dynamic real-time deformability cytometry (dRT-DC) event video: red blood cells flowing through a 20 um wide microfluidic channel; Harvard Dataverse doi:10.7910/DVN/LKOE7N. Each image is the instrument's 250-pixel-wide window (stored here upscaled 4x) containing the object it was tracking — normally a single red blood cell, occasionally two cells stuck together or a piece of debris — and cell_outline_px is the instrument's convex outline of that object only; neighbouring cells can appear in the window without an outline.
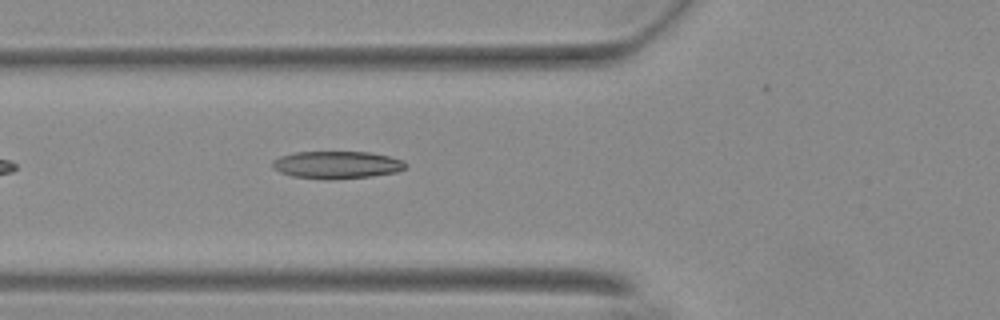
{"species": "Egyptian fruit bat (a non-hibernating species)", "species_latin": "Rousettus aegyptiacus", "temperature_condition": "warm", "stored_images_in_passage": 33, "camera_frame_rate_fps": 3000, "um_per_image_px": 0.085, "animal": {"sex": "female"}, "frame": {"image": 1, "passage_image": 3, "time_ms": 0.667, "image_size_px": [1000, 320], "cell_outline_px": [[404, 168], [396, 172], [372, 176], [328, 180], [324, 180], [292, 176], [280, 172], [272, 168], [272, 160], [280, 156], [296, 152], [368, 152], [388, 156], [404, 160]], "centroid_in_image_um": [28.58, 14.02], "position_along_channel_um": 97.2, "area_um2": 21.33}}
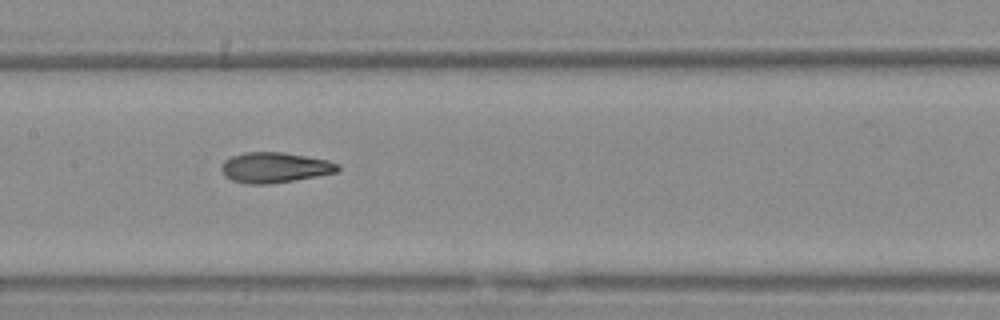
{"frame": {"image": 2, "passage_image": 10, "time_ms": 3.0, "image_size_px": [1000, 320], "cell_outline_px": [[340, 168], [336, 172], [316, 176], [268, 184], [248, 184], [232, 180], [224, 176], [220, 168], [224, 160], [232, 156], [244, 152], [284, 152], [328, 160], [340, 164]], "centroid_in_image_um": [23.33, 14.23], "position_along_channel_um": 184.1, "area_um2": 20.58}}
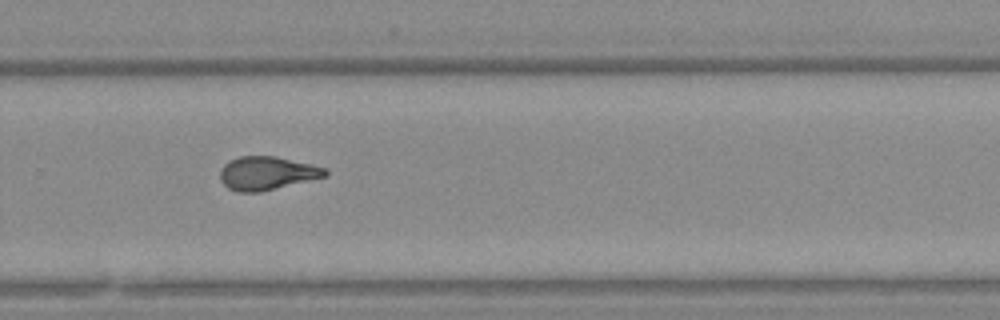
{"frame": {"image": 3, "passage_image": 20, "time_ms": 6.333, "image_size_px": [1000, 320], "cell_outline_px": [[328, 176], [260, 192], [240, 192], [228, 188], [220, 180], [220, 168], [228, 160], [240, 156], [276, 156], [312, 164], [324, 168], [328, 172]], "centroid_in_image_um": [22.68, 14.71], "position_along_channel_um": 307.1, "area_um2": 20.58}, "authors_computed_cell_mechanics": {"area_um2": 20.519, "velocity_mm_per_s": 3.7071, "shape_relaxation_time_tau1_ms": 5.4127, "shape_relaxation_time_tau2_ms": 1.7669, "deformation_change_tau1": 0.2094, "deformation_change_tau2": 0.1062}}